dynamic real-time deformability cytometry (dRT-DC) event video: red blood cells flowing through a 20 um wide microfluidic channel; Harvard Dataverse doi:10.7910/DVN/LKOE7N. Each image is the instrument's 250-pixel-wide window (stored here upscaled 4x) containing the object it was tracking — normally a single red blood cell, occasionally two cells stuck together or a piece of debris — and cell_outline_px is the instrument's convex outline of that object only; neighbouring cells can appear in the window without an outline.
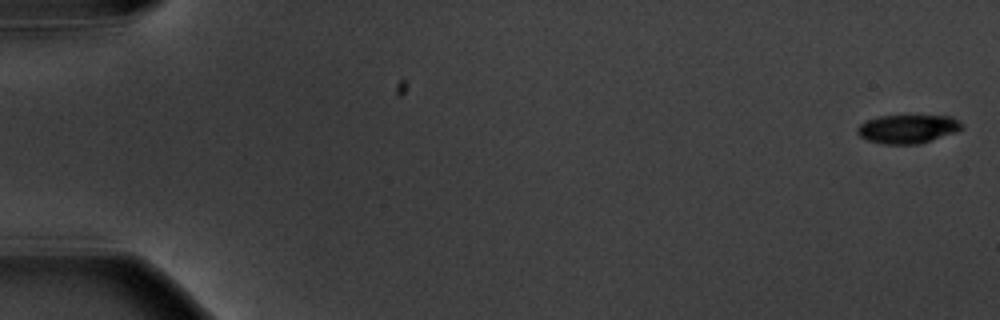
{"species": "common noctule bat (a hibernating species)", "species_latin": "Nyctalus noctula", "temperature_condition": "warm", "stored_images_in_passage": 5, "camera_frame_rate_fps": 3000, "um_per_image_px": 0.085, "animal": {"sex": "male", "body_mass_g": 20.1, "forearm_length_mm": 53.5}, "frame": {"image": 1, "passage_image": 1, "time_ms": 0.0, "image_size_px": [1000, 320], "cell_outline_px": [[964, 128], [956, 132], [920, 144], [884, 144], [868, 140], [860, 136], [856, 132], [856, 128], [864, 120], [880, 116], [952, 116], [960, 120], [964, 124]], "centroid_in_image_um": [77.18, 10.95], "position_along_channel_um": 7.8, "area_um2": 17.63}}
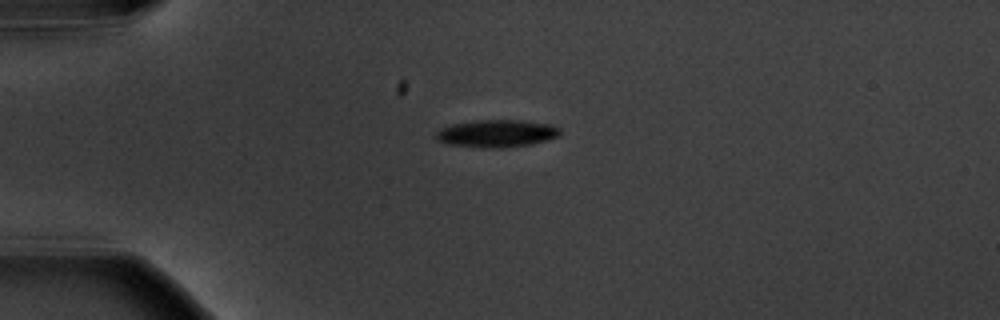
{"frame": {"image": 2, "passage_image": 5, "time_ms": 4.667, "image_size_px": [1000, 320], "cell_outline_px": [[560, 136], [532, 144], [504, 148], [480, 148], [448, 144], [436, 140], [436, 132], [440, 128], [452, 124], [476, 120], [520, 120], [552, 124], [560, 128]], "centroid_in_image_um": [42.22, 11.35], "position_along_channel_um": 42.8, "area_um2": 20.11}}